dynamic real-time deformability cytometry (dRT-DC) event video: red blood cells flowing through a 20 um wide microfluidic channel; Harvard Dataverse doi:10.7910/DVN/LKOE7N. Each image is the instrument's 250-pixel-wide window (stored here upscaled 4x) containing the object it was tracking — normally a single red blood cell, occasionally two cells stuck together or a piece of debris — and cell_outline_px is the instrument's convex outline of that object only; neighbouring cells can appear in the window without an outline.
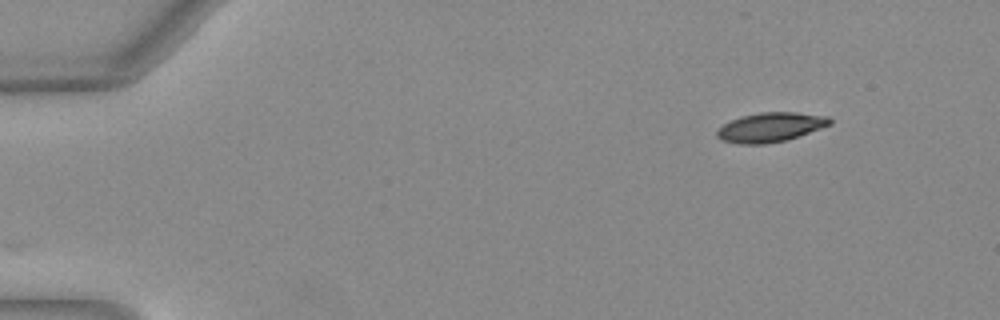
{"species": "Egyptian fruit bat (a non-hibernating species)", "species_latin": "Rousettus aegyptiacus", "temperature_condition": "warm", "stored_images_in_passage": 46, "camera_frame_rate_fps": 3000, "um_per_image_px": 0.085, "animal": {"sex": "female"}, "frame": {"image": 1, "passage_image": 1, "time_ms": 0.0, "image_size_px": [1000, 320], "cell_outline_px": [[832, 124], [788, 140], [764, 144], [740, 144], [720, 140], [716, 136], [716, 128], [732, 120], [744, 116], [760, 112], [796, 112], [828, 116], [832, 120]], "centroid_in_image_um": [65.49, 10.82], "position_along_channel_um": 19.5, "area_um2": 19.42}}
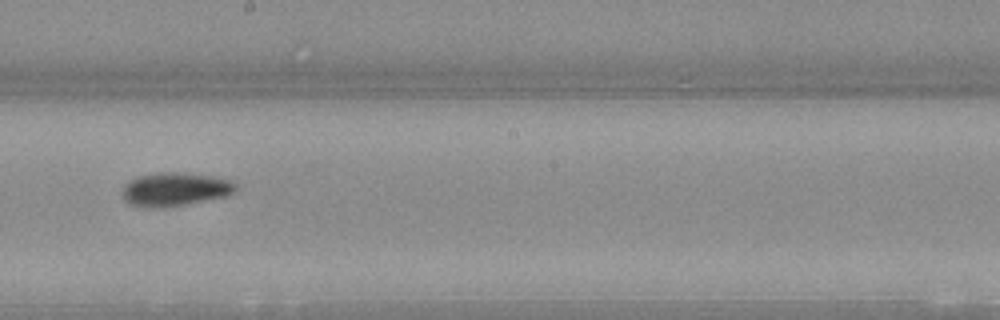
{"frame": {"image": 2, "passage_image": 25, "time_ms": 8.0, "image_size_px": [1000, 320], "cell_outline_px": [[236, 188], [232, 192], [224, 196], [164, 208], [144, 208], [128, 204], [124, 200], [124, 184], [136, 176], [156, 172], [176, 172], [212, 176], [228, 180], [236, 184]], "centroid_in_image_um": [14.79, 16.09], "position_along_channel_um": 233.4, "area_um2": 22.02}}
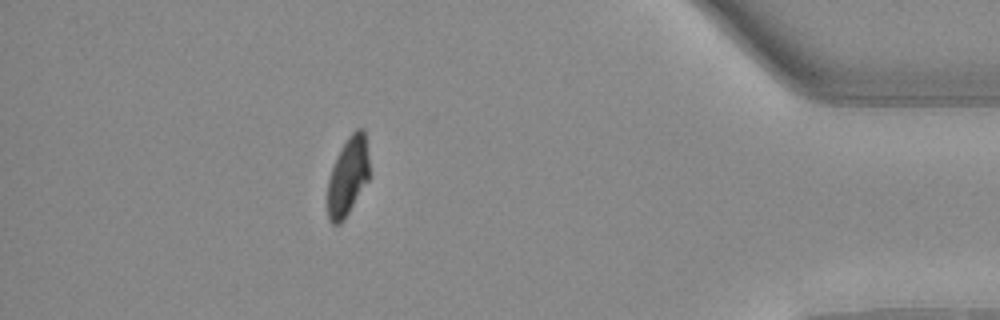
{"frame": {"image": 3, "passage_image": 41, "time_ms": 13.333, "image_size_px": [1000, 320], "cell_outline_px": [[368, 180], [344, 220], [340, 224], [332, 224], [328, 220], [328, 180], [332, 168], [348, 136], [356, 128], [364, 128], [368, 156]], "centroid_in_image_um": [29.57, 15.01], "position_along_channel_um": 405.6, "area_um2": 18.73}, "authors_computed_cell_mechanics": {"area_um2": 20.5479, "velocity_mm_per_s": 4.0348, "shape_relaxation_time_tau1_ms": 3.9028, "shape_relaxation_time_tau2_ms": 5.3501, "deformation_change_tau1": 0.1506, "deformation_change_tau2": 0.0956}}